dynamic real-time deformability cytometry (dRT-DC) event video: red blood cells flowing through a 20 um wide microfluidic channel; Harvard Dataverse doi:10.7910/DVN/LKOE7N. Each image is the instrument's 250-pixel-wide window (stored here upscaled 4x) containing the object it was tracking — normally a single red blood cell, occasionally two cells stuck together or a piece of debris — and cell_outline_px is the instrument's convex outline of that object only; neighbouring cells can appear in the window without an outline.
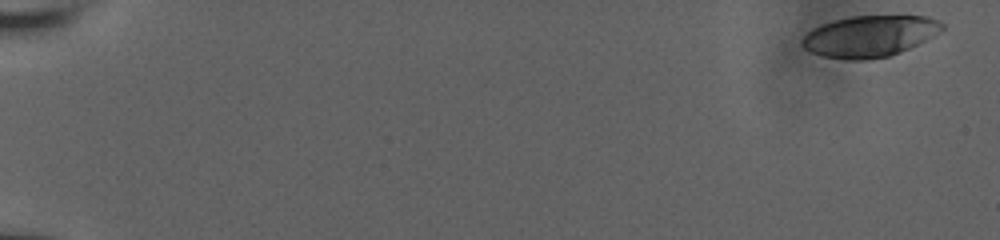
{"species": "human", "species_latin": "Homo sapiens", "temperature_condition": "room temperature", "stored_images_in_passage": 17, "camera_frame_rate_fps": 3000, "um_per_image_px": 0.085, "donor": {"sex": "male"}, "frame": {"image": 1, "passage_image": 1, "time_ms": 0.0, "image_size_px": [1000, 240], "cell_outline_px": [[944, 28], [940, 32], [900, 52], [888, 56], [868, 60], [848, 60], [824, 56], [812, 52], [804, 48], [800, 44], [800, 40], [812, 28], [836, 20], [852, 16], [928, 16], [940, 20], [944, 24]], "centroid_in_image_um": [73.92, 3.07], "position_along_channel_um": 11.1, "area_um2": 33.52}}